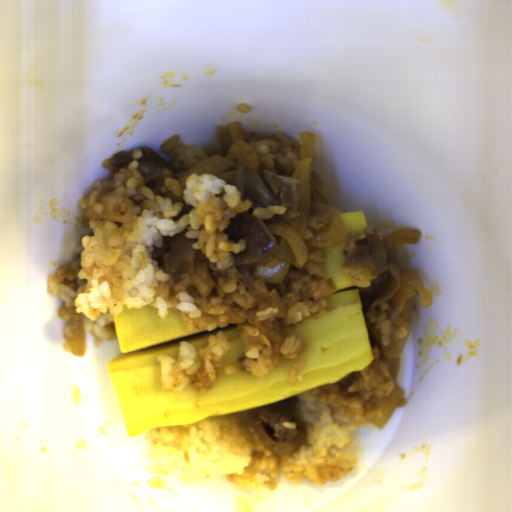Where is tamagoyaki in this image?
<instances>
[{
	"mask_svg": "<svg viewBox=\"0 0 512 512\" xmlns=\"http://www.w3.org/2000/svg\"><path fill=\"white\" fill-rule=\"evenodd\" d=\"M349 236L334 247H325L324 279L331 278L336 292L328 297L326 313L294 324L290 332L302 338L306 349L292 360H281L265 376H254L243 362L244 345L237 323L213 331L184 326L179 313L144 306L122 309L113 318L120 352L106 365L128 437H137L163 426H186L212 416L250 412L300 393L334 385L351 372L372 365V354L358 282L344 272L345 248L368 227L362 211L338 214ZM224 331L233 346L224 359L235 364L232 375L218 373L208 392L191 387L165 390L156 357L178 358L180 340L203 349L209 336Z\"/></svg>",
	"mask_w": 512,
	"mask_h": 512,
	"instance_id": "tamagoyaki-1",
	"label": "tamagoyaki"
}]
</instances>
